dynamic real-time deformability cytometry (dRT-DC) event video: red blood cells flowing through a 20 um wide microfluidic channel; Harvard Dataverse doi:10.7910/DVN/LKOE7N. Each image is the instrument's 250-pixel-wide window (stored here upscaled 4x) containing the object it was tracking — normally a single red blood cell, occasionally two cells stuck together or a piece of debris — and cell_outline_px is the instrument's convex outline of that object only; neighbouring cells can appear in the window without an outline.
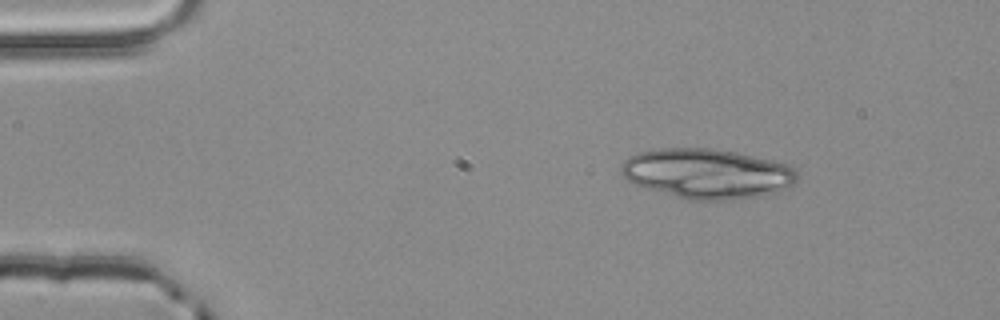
{"species": "common noctule bat (a hibernating species)", "species_latin": "Nyctalus noctula", "temperature_condition": "room temperature", "stored_images_in_passage": 3, "camera_frame_rate_fps": 3000, "um_per_image_px": 0.085, "animal": {"sex": "male", "body_mass_g": 20.4}, "frame": {"image": 1, "passage_image": 1, "time_ms": 0.0, "image_size_px": [1000, 320], "cell_outline_px": [[796, 184], [760, 196], [740, 200], [688, 200], [632, 184], [620, 172], [620, 164], [628, 156], [636, 152], [660, 148], [712, 148], [736, 152], [772, 160], [788, 164], [796, 172]], "centroid_in_image_um": [60.05, 14.75], "position_along_channel_um": 24.9, "area_um2": 51.5}}